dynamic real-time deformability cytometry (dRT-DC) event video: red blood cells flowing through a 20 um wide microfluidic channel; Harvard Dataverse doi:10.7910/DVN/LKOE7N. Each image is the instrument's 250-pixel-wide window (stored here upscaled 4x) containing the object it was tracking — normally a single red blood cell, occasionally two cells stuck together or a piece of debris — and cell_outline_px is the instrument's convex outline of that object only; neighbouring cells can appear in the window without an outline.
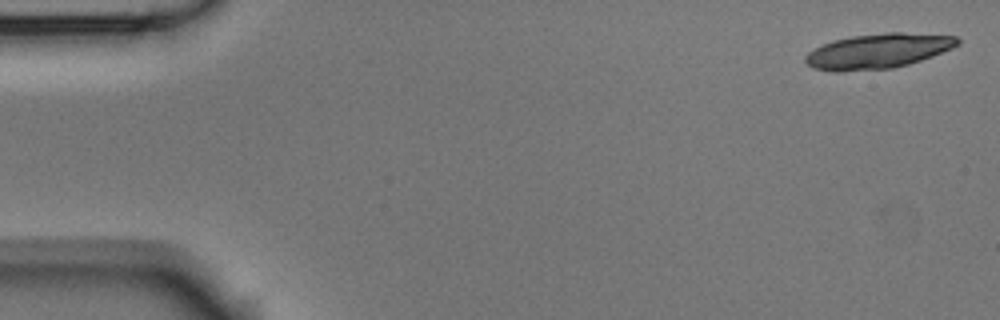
{"species": "Egyptian fruit bat (a non-hibernating species)", "species_latin": "Rousettus aegyptiacus", "temperature_condition": "room temperature", "stored_images_in_passage": 5, "segment_of_instrument_passage": [2, 2], "camera_frame_rate_fps": 3000, "um_per_image_px": 0.085, "animal": {"sex": "male"}, "frame": {"image": 1, "passage_image": 5, "time_ms": 1.333, "image_size_px": [1000, 320], "cell_outline_px": [[960, 44], [952, 48], [932, 56], [908, 64], [892, 68], [840, 72], [832, 72], [812, 68], [804, 60], [804, 56], [808, 52], [832, 40], [852, 36], [888, 32], [900, 32], [956, 36], [960, 40]], "centroid_in_image_um": [74.6, 4.34], "position_along_channel_um": 10.4, "area_um2": 30.98}}